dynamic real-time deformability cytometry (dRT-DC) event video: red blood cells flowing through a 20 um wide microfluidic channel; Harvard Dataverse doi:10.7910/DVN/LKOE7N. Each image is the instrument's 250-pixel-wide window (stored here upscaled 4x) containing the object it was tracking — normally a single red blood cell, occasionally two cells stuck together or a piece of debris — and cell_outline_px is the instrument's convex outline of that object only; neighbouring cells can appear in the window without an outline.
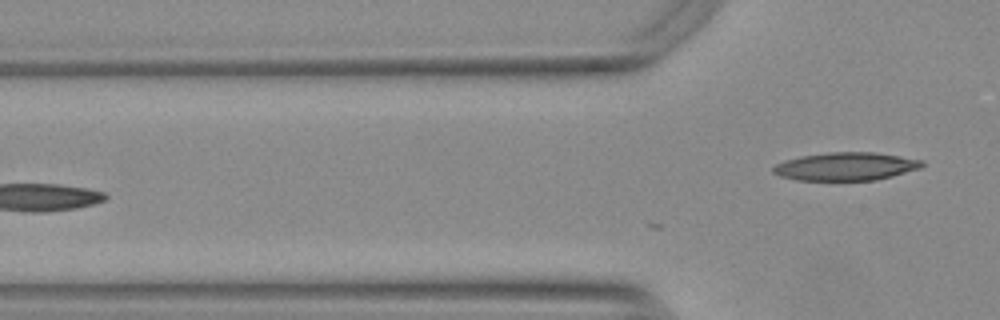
{"species": "Egyptian fruit bat (a non-hibernating species)", "species_latin": "Rousettus aegyptiacus", "temperature_condition": "warm", "stored_images_in_passage": 2, "camera_frame_rate_fps": 3000, "um_per_image_px": 0.085, "animal": {"sex": "female"}, "frame": {"image": 1, "passage_image": 2, "time_ms": 0.333, "image_size_px": [1000, 320], "cell_outline_px": [[924, 164], [920, 168], [892, 176], [876, 180], [796, 180], [780, 176], [772, 172], [772, 168], [776, 164], [784, 160], [800, 156], [828, 152], [872, 152], [924, 160]], "centroid_in_image_um": [71.87, 14.14], "position_along_channel_um": 53.9, "area_um2": 24.33}}